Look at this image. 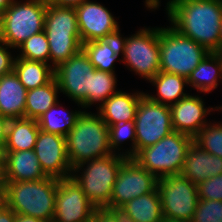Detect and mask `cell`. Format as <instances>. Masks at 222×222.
Here are the masks:
<instances>
[{
    "label": "cell",
    "instance_id": "cell-26",
    "mask_svg": "<svg viewBox=\"0 0 222 222\" xmlns=\"http://www.w3.org/2000/svg\"><path fill=\"white\" fill-rule=\"evenodd\" d=\"M39 130L36 119H10L4 151L34 150Z\"/></svg>",
    "mask_w": 222,
    "mask_h": 222
},
{
    "label": "cell",
    "instance_id": "cell-6",
    "mask_svg": "<svg viewBox=\"0 0 222 222\" xmlns=\"http://www.w3.org/2000/svg\"><path fill=\"white\" fill-rule=\"evenodd\" d=\"M193 137L172 131L156 144L140 149L132 158L157 178L180 174Z\"/></svg>",
    "mask_w": 222,
    "mask_h": 222
},
{
    "label": "cell",
    "instance_id": "cell-38",
    "mask_svg": "<svg viewBox=\"0 0 222 222\" xmlns=\"http://www.w3.org/2000/svg\"><path fill=\"white\" fill-rule=\"evenodd\" d=\"M16 213L4 202H0V222H15Z\"/></svg>",
    "mask_w": 222,
    "mask_h": 222
},
{
    "label": "cell",
    "instance_id": "cell-48",
    "mask_svg": "<svg viewBox=\"0 0 222 222\" xmlns=\"http://www.w3.org/2000/svg\"><path fill=\"white\" fill-rule=\"evenodd\" d=\"M1 18H2V12L0 11V27H1Z\"/></svg>",
    "mask_w": 222,
    "mask_h": 222
},
{
    "label": "cell",
    "instance_id": "cell-29",
    "mask_svg": "<svg viewBox=\"0 0 222 222\" xmlns=\"http://www.w3.org/2000/svg\"><path fill=\"white\" fill-rule=\"evenodd\" d=\"M81 110L82 109L75 111L65 110L62 105L57 102L37 119L39 128L44 132L55 133L66 137L75 126L78 116L82 112Z\"/></svg>",
    "mask_w": 222,
    "mask_h": 222
},
{
    "label": "cell",
    "instance_id": "cell-42",
    "mask_svg": "<svg viewBox=\"0 0 222 222\" xmlns=\"http://www.w3.org/2000/svg\"><path fill=\"white\" fill-rule=\"evenodd\" d=\"M15 222H46V221L39 218L32 217V216L16 214Z\"/></svg>",
    "mask_w": 222,
    "mask_h": 222
},
{
    "label": "cell",
    "instance_id": "cell-15",
    "mask_svg": "<svg viewBox=\"0 0 222 222\" xmlns=\"http://www.w3.org/2000/svg\"><path fill=\"white\" fill-rule=\"evenodd\" d=\"M95 206L70 177L57 182L52 222H92Z\"/></svg>",
    "mask_w": 222,
    "mask_h": 222
},
{
    "label": "cell",
    "instance_id": "cell-8",
    "mask_svg": "<svg viewBox=\"0 0 222 222\" xmlns=\"http://www.w3.org/2000/svg\"><path fill=\"white\" fill-rule=\"evenodd\" d=\"M14 0L2 12L0 40L17 49L32 35L44 31L47 4L35 0Z\"/></svg>",
    "mask_w": 222,
    "mask_h": 222
},
{
    "label": "cell",
    "instance_id": "cell-45",
    "mask_svg": "<svg viewBox=\"0 0 222 222\" xmlns=\"http://www.w3.org/2000/svg\"><path fill=\"white\" fill-rule=\"evenodd\" d=\"M162 222H191V221H185V220H175V219H169V218H164Z\"/></svg>",
    "mask_w": 222,
    "mask_h": 222
},
{
    "label": "cell",
    "instance_id": "cell-32",
    "mask_svg": "<svg viewBox=\"0 0 222 222\" xmlns=\"http://www.w3.org/2000/svg\"><path fill=\"white\" fill-rule=\"evenodd\" d=\"M16 57L27 60L50 62V47L45 31L32 35L24 41L18 48ZM20 50V51H19Z\"/></svg>",
    "mask_w": 222,
    "mask_h": 222
},
{
    "label": "cell",
    "instance_id": "cell-46",
    "mask_svg": "<svg viewBox=\"0 0 222 222\" xmlns=\"http://www.w3.org/2000/svg\"><path fill=\"white\" fill-rule=\"evenodd\" d=\"M219 51H222V23L220 27Z\"/></svg>",
    "mask_w": 222,
    "mask_h": 222
},
{
    "label": "cell",
    "instance_id": "cell-30",
    "mask_svg": "<svg viewBox=\"0 0 222 222\" xmlns=\"http://www.w3.org/2000/svg\"><path fill=\"white\" fill-rule=\"evenodd\" d=\"M116 84V73L95 69L92 73L91 91H88V99L81 105V108L90 109L94 104L100 106L111 95L118 92Z\"/></svg>",
    "mask_w": 222,
    "mask_h": 222
},
{
    "label": "cell",
    "instance_id": "cell-21",
    "mask_svg": "<svg viewBox=\"0 0 222 222\" xmlns=\"http://www.w3.org/2000/svg\"><path fill=\"white\" fill-rule=\"evenodd\" d=\"M7 181H34L48 177L34 150L4 151Z\"/></svg>",
    "mask_w": 222,
    "mask_h": 222
},
{
    "label": "cell",
    "instance_id": "cell-2",
    "mask_svg": "<svg viewBox=\"0 0 222 222\" xmlns=\"http://www.w3.org/2000/svg\"><path fill=\"white\" fill-rule=\"evenodd\" d=\"M68 160L71 168L97 158L113 155L109 127L99 113L82 110L75 126L66 136Z\"/></svg>",
    "mask_w": 222,
    "mask_h": 222
},
{
    "label": "cell",
    "instance_id": "cell-24",
    "mask_svg": "<svg viewBox=\"0 0 222 222\" xmlns=\"http://www.w3.org/2000/svg\"><path fill=\"white\" fill-rule=\"evenodd\" d=\"M149 82L152 86H156L157 94L152 96L145 93V95L156 103L171 106L189 95L184 92V87L188 86L187 78L177 74L160 71Z\"/></svg>",
    "mask_w": 222,
    "mask_h": 222
},
{
    "label": "cell",
    "instance_id": "cell-20",
    "mask_svg": "<svg viewBox=\"0 0 222 222\" xmlns=\"http://www.w3.org/2000/svg\"><path fill=\"white\" fill-rule=\"evenodd\" d=\"M27 89L14 71L0 77V115L8 119L25 117Z\"/></svg>",
    "mask_w": 222,
    "mask_h": 222
},
{
    "label": "cell",
    "instance_id": "cell-40",
    "mask_svg": "<svg viewBox=\"0 0 222 222\" xmlns=\"http://www.w3.org/2000/svg\"><path fill=\"white\" fill-rule=\"evenodd\" d=\"M10 119L0 115V147L4 150Z\"/></svg>",
    "mask_w": 222,
    "mask_h": 222
},
{
    "label": "cell",
    "instance_id": "cell-39",
    "mask_svg": "<svg viewBox=\"0 0 222 222\" xmlns=\"http://www.w3.org/2000/svg\"><path fill=\"white\" fill-rule=\"evenodd\" d=\"M7 175H6V166L0 165V202L5 200L7 194Z\"/></svg>",
    "mask_w": 222,
    "mask_h": 222
},
{
    "label": "cell",
    "instance_id": "cell-37",
    "mask_svg": "<svg viewBox=\"0 0 222 222\" xmlns=\"http://www.w3.org/2000/svg\"><path fill=\"white\" fill-rule=\"evenodd\" d=\"M92 222H124L119 210L110 208H95Z\"/></svg>",
    "mask_w": 222,
    "mask_h": 222
},
{
    "label": "cell",
    "instance_id": "cell-27",
    "mask_svg": "<svg viewBox=\"0 0 222 222\" xmlns=\"http://www.w3.org/2000/svg\"><path fill=\"white\" fill-rule=\"evenodd\" d=\"M13 71L27 90L43 86L55 76L49 64L19 57H15Z\"/></svg>",
    "mask_w": 222,
    "mask_h": 222
},
{
    "label": "cell",
    "instance_id": "cell-7",
    "mask_svg": "<svg viewBox=\"0 0 222 222\" xmlns=\"http://www.w3.org/2000/svg\"><path fill=\"white\" fill-rule=\"evenodd\" d=\"M160 71L188 79L192 71L210 53L196 41L172 26L159 27Z\"/></svg>",
    "mask_w": 222,
    "mask_h": 222
},
{
    "label": "cell",
    "instance_id": "cell-22",
    "mask_svg": "<svg viewBox=\"0 0 222 222\" xmlns=\"http://www.w3.org/2000/svg\"><path fill=\"white\" fill-rule=\"evenodd\" d=\"M118 210L123 218L134 222H162L164 220L157 188L128 201Z\"/></svg>",
    "mask_w": 222,
    "mask_h": 222
},
{
    "label": "cell",
    "instance_id": "cell-41",
    "mask_svg": "<svg viewBox=\"0 0 222 222\" xmlns=\"http://www.w3.org/2000/svg\"><path fill=\"white\" fill-rule=\"evenodd\" d=\"M85 0H51L49 4L59 7H76Z\"/></svg>",
    "mask_w": 222,
    "mask_h": 222
},
{
    "label": "cell",
    "instance_id": "cell-18",
    "mask_svg": "<svg viewBox=\"0 0 222 222\" xmlns=\"http://www.w3.org/2000/svg\"><path fill=\"white\" fill-rule=\"evenodd\" d=\"M222 174V158L201 149L194 142L190 145L180 175L199 185L208 178Z\"/></svg>",
    "mask_w": 222,
    "mask_h": 222
},
{
    "label": "cell",
    "instance_id": "cell-47",
    "mask_svg": "<svg viewBox=\"0 0 222 222\" xmlns=\"http://www.w3.org/2000/svg\"><path fill=\"white\" fill-rule=\"evenodd\" d=\"M35 1H40V2H44L46 4H49L51 2V0H35Z\"/></svg>",
    "mask_w": 222,
    "mask_h": 222
},
{
    "label": "cell",
    "instance_id": "cell-34",
    "mask_svg": "<svg viewBox=\"0 0 222 222\" xmlns=\"http://www.w3.org/2000/svg\"><path fill=\"white\" fill-rule=\"evenodd\" d=\"M191 222H222V201L199 199Z\"/></svg>",
    "mask_w": 222,
    "mask_h": 222
},
{
    "label": "cell",
    "instance_id": "cell-11",
    "mask_svg": "<svg viewBox=\"0 0 222 222\" xmlns=\"http://www.w3.org/2000/svg\"><path fill=\"white\" fill-rule=\"evenodd\" d=\"M136 131V153L159 142L173 130L170 106L151 101L144 95L134 119Z\"/></svg>",
    "mask_w": 222,
    "mask_h": 222
},
{
    "label": "cell",
    "instance_id": "cell-50",
    "mask_svg": "<svg viewBox=\"0 0 222 222\" xmlns=\"http://www.w3.org/2000/svg\"><path fill=\"white\" fill-rule=\"evenodd\" d=\"M218 53H219V55H220V56H221V58H222V51H219Z\"/></svg>",
    "mask_w": 222,
    "mask_h": 222
},
{
    "label": "cell",
    "instance_id": "cell-12",
    "mask_svg": "<svg viewBox=\"0 0 222 222\" xmlns=\"http://www.w3.org/2000/svg\"><path fill=\"white\" fill-rule=\"evenodd\" d=\"M94 70L88 55L81 49L54 69V77L60 92L81 106L88 99V91H91Z\"/></svg>",
    "mask_w": 222,
    "mask_h": 222
},
{
    "label": "cell",
    "instance_id": "cell-3",
    "mask_svg": "<svg viewBox=\"0 0 222 222\" xmlns=\"http://www.w3.org/2000/svg\"><path fill=\"white\" fill-rule=\"evenodd\" d=\"M58 180L48 176L34 181H8L3 202L16 214L52 222Z\"/></svg>",
    "mask_w": 222,
    "mask_h": 222
},
{
    "label": "cell",
    "instance_id": "cell-33",
    "mask_svg": "<svg viewBox=\"0 0 222 222\" xmlns=\"http://www.w3.org/2000/svg\"><path fill=\"white\" fill-rule=\"evenodd\" d=\"M193 142L210 154L222 158V122H211L193 138Z\"/></svg>",
    "mask_w": 222,
    "mask_h": 222
},
{
    "label": "cell",
    "instance_id": "cell-4",
    "mask_svg": "<svg viewBox=\"0 0 222 222\" xmlns=\"http://www.w3.org/2000/svg\"><path fill=\"white\" fill-rule=\"evenodd\" d=\"M126 159L121 154H113L84 162L72 169L71 178L95 208H110L114 183Z\"/></svg>",
    "mask_w": 222,
    "mask_h": 222
},
{
    "label": "cell",
    "instance_id": "cell-9",
    "mask_svg": "<svg viewBox=\"0 0 222 222\" xmlns=\"http://www.w3.org/2000/svg\"><path fill=\"white\" fill-rule=\"evenodd\" d=\"M129 37L120 33L121 55L119 60L127 69L150 81L160 72L159 27L141 28Z\"/></svg>",
    "mask_w": 222,
    "mask_h": 222
},
{
    "label": "cell",
    "instance_id": "cell-35",
    "mask_svg": "<svg viewBox=\"0 0 222 222\" xmlns=\"http://www.w3.org/2000/svg\"><path fill=\"white\" fill-rule=\"evenodd\" d=\"M197 186L199 199L222 201V174L208 178Z\"/></svg>",
    "mask_w": 222,
    "mask_h": 222
},
{
    "label": "cell",
    "instance_id": "cell-1",
    "mask_svg": "<svg viewBox=\"0 0 222 222\" xmlns=\"http://www.w3.org/2000/svg\"><path fill=\"white\" fill-rule=\"evenodd\" d=\"M170 25L209 52H219L222 0H168Z\"/></svg>",
    "mask_w": 222,
    "mask_h": 222
},
{
    "label": "cell",
    "instance_id": "cell-31",
    "mask_svg": "<svg viewBox=\"0 0 222 222\" xmlns=\"http://www.w3.org/2000/svg\"><path fill=\"white\" fill-rule=\"evenodd\" d=\"M109 139L110 147L114 154H121L127 158H132L136 154V131L134 120L117 123L109 126ZM131 141V147L127 151L119 147L124 144L125 141ZM122 150V152H119ZM118 151V152H117Z\"/></svg>",
    "mask_w": 222,
    "mask_h": 222
},
{
    "label": "cell",
    "instance_id": "cell-36",
    "mask_svg": "<svg viewBox=\"0 0 222 222\" xmlns=\"http://www.w3.org/2000/svg\"><path fill=\"white\" fill-rule=\"evenodd\" d=\"M10 46L0 40V77L10 73L14 68L15 55L11 54Z\"/></svg>",
    "mask_w": 222,
    "mask_h": 222
},
{
    "label": "cell",
    "instance_id": "cell-14",
    "mask_svg": "<svg viewBox=\"0 0 222 222\" xmlns=\"http://www.w3.org/2000/svg\"><path fill=\"white\" fill-rule=\"evenodd\" d=\"M74 8L82 44L120 35L118 22L102 4L85 0Z\"/></svg>",
    "mask_w": 222,
    "mask_h": 222
},
{
    "label": "cell",
    "instance_id": "cell-10",
    "mask_svg": "<svg viewBox=\"0 0 222 222\" xmlns=\"http://www.w3.org/2000/svg\"><path fill=\"white\" fill-rule=\"evenodd\" d=\"M163 218L191 221L199 201L198 186L178 175L158 178Z\"/></svg>",
    "mask_w": 222,
    "mask_h": 222
},
{
    "label": "cell",
    "instance_id": "cell-44",
    "mask_svg": "<svg viewBox=\"0 0 222 222\" xmlns=\"http://www.w3.org/2000/svg\"><path fill=\"white\" fill-rule=\"evenodd\" d=\"M0 165H5L4 163V150L0 147Z\"/></svg>",
    "mask_w": 222,
    "mask_h": 222
},
{
    "label": "cell",
    "instance_id": "cell-16",
    "mask_svg": "<svg viewBox=\"0 0 222 222\" xmlns=\"http://www.w3.org/2000/svg\"><path fill=\"white\" fill-rule=\"evenodd\" d=\"M34 152L47 176L57 179L71 177L72 168L68 160L66 137L39 130Z\"/></svg>",
    "mask_w": 222,
    "mask_h": 222
},
{
    "label": "cell",
    "instance_id": "cell-25",
    "mask_svg": "<svg viewBox=\"0 0 222 222\" xmlns=\"http://www.w3.org/2000/svg\"><path fill=\"white\" fill-rule=\"evenodd\" d=\"M82 49L95 69L115 73L114 64L121 53L119 36L86 42L82 44Z\"/></svg>",
    "mask_w": 222,
    "mask_h": 222
},
{
    "label": "cell",
    "instance_id": "cell-13",
    "mask_svg": "<svg viewBox=\"0 0 222 222\" xmlns=\"http://www.w3.org/2000/svg\"><path fill=\"white\" fill-rule=\"evenodd\" d=\"M158 178L140 166L133 158L121 165L110 199V209L118 210L128 201L157 188Z\"/></svg>",
    "mask_w": 222,
    "mask_h": 222
},
{
    "label": "cell",
    "instance_id": "cell-17",
    "mask_svg": "<svg viewBox=\"0 0 222 222\" xmlns=\"http://www.w3.org/2000/svg\"><path fill=\"white\" fill-rule=\"evenodd\" d=\"M201 96L188 95L170 106L171 122L174 131L195 137L209 122L206 118L212 111H219L220 106L206 107Z\"/></svg>",
    "mask_w": 222,
    "mask_h": 222
},
{
    "label": "cell",
    "instance_id": "cell-5",
    "mask_svg": "<svg viewBox=\"0 0 222 222\" xmlns=\"http://www.w3.org/2000/svg\"><path fill=\"white\" fill-rule=\"evenodd\" d=\"M44 31L50 47L49 65L53 69L68 61L82 49L74 7L47 4Z\"/></svg>",
    "mask_w": 222,
    "mask_h": 222
},
{
    "label": "cell",
    "instance_id": "cell-28",
    "mask_svg": "<svg viewBox=\"0 0 222 222\" xmlns=\"http://www.w3.org/2000/svg\"><path fill=\"white\" fill-rule=\"evenodd\" d=\"M60 89L55 77L47 84L28 90L26 96L25 118L38 119L51 106L58 102Z\"/></svg>",
    "mask_w": 222,
    "mask_h": 222
},
{
    "label": "cell",
    "instance_id": "cell-43",
    "mask_svg": "<svg viewBox=\"0 0 222 222\" xmlns=\"http://www.w3.org/2000/svg\"><path fill=\"white\" fill-rule=\"evenodd\" d=\"M14 0H0V11L4 12Z\"/></svg>",
    "mask_w": 222,
    "mask_h": 222
},
{
    "label": "cell",
    "instance_id": "cell-23",
    "mask_svg": "<svg viewBox=\"0 0 222 222\" xmlns=\"http://www.w3.org/2000/svg\"><path fill=\"white\" fill-rule=\"evenodd\" d=\"M188 85L198 92L209 93L222 80V58L218 52H210L188 77Z\"/></svg>",
    "mask_w": 222,
    "mask_h": 222
},
{
    "label": "cell",
    "instance_id": "cell-19",
    "mask_svg": "<svg viewBox=\"0 0 222 222\" xmlns=\"http://www.w3.org/2000/svg\"><path fill=\"white\" fill-rule=\"evenodd\" d=\"M145 92L135 91L127 93L119 90L116 94L111 95L99 107L97 112L109 126L127 122L135 119L136 110L140 99Z\"/></svg>",
    "mask_w": 222,
    "mask_h": 222
},
{
    "label": "cell",
    "instance_id": "cell-49",
    "mask_svg": "<svg viewBox=\"0 0 222 222\" xmlns=\"http://www.w3.org/2000/svg\"><path fill=\"white\" fill-rule=\"evenodd\" d=\"M124 222H134V221H131V220H128V219L124 218Z\"/></svg>",
    "mask_w": 222,
    "mask_h": 222
}]
</instances>
